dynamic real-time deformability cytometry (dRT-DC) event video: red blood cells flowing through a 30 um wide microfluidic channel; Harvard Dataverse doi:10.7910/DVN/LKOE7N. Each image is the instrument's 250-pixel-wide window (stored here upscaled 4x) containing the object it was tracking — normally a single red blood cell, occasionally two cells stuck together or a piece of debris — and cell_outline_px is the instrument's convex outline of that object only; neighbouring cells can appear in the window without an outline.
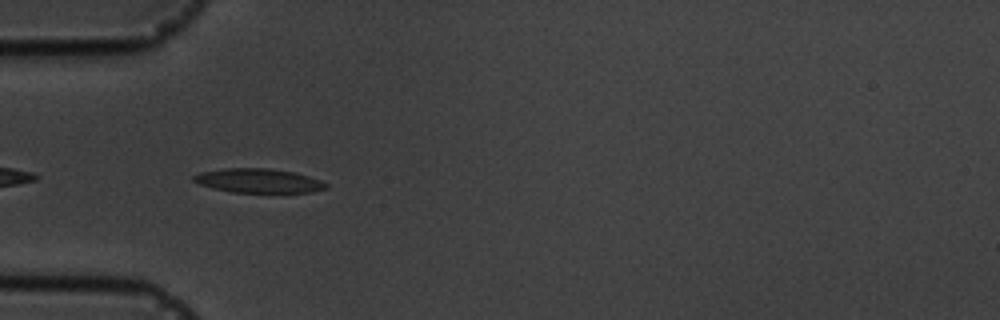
{"species": "common noctule bat (a hibernating species)", "species_latin": "Nyctalus noctula", "temperature_condition": "cold", "stored_images_in_passage": 6, "camera_frame_rate_fps": 3000, "um_per_image_px": 0.085, "animal": {"sex": "male", "body_mass_g": 19.5, "forearm_length_mm": 54.6}, "frame": {"image": 1, "passage_image": 5, "time_ms": 4.667, "image_size_px": [1000, 320], "cell_outline_px": [[328, 188], [312, 192], [232, 192], [212, 188], [200, 184], [192, 180], [192, 176], [200, 172], [224, 168], [268, 168], [296, 172], [320, 180], [328, 184]], "centroid_in_image_um": [21.97, 15.35], "position_along_channel_um": 63.0, "area_um2": 18.67}}
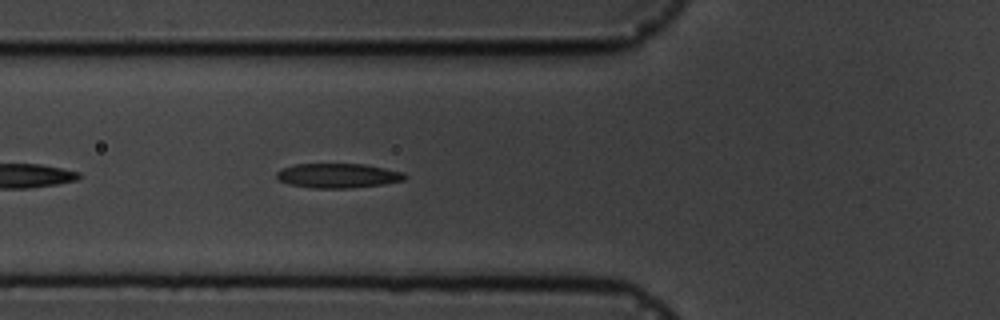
{"frame": {"image": 2, "passage_image": 6, "time_ms": 5.667, "image_size_px": [1000, 320], "cell_outline_px": [[408, 176], [404, 180], [384, 184], [352, 188], [312, 188], [288, 184], [276, 180], [276, 172], [284, 168], [296, 164], [364, 164], [404, 172]], "centroid_in_image_um": [28.72, 14.94], "position_along_channel_um": 97.1, "area_um2": 18.44}}